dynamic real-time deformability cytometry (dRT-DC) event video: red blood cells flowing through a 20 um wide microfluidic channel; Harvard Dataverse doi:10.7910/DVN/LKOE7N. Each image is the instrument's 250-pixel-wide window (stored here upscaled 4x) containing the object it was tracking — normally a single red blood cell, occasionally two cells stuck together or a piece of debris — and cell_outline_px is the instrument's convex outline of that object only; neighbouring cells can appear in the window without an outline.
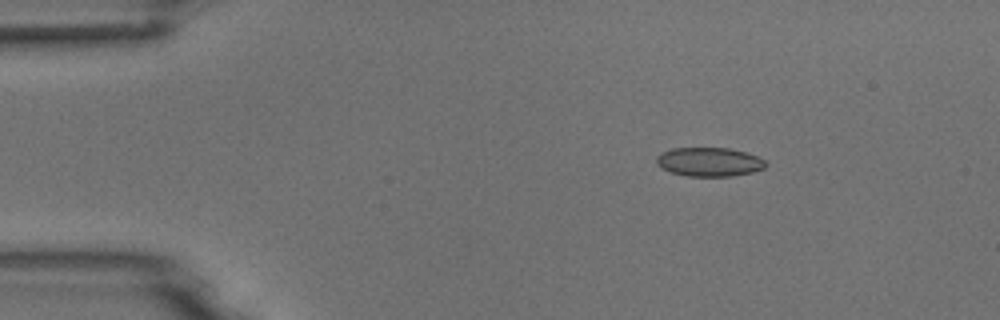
{"species": "common noctule bat (a hibernating species)", "species_latin": "Nyctalus noctula", "temperature_condition": "room temperature", "stored_images_in_passage": 5, "camera_frame_rate_fps": 3000, "um_per_image_px": 0.085, "animal": {"sex": "male", "body_mass_g": 18.8}, "frame": {"image": 1, "passage_image": 3, "time_ms": 2.333, "image_size_px": [1000, 320], "cell_outline_px": [[768, 164], [764, 168], [752, 172], [732, 176], [688, 176], [672, 172], [660, 168], [656, 164], [656, 156], [672, 148], [728, 148], [748, 152], [764, 160]], "centroid_in_image_um": [60.29, 13.76], "position_along_channel_um": 24.7, "area_um2": 18.44}}